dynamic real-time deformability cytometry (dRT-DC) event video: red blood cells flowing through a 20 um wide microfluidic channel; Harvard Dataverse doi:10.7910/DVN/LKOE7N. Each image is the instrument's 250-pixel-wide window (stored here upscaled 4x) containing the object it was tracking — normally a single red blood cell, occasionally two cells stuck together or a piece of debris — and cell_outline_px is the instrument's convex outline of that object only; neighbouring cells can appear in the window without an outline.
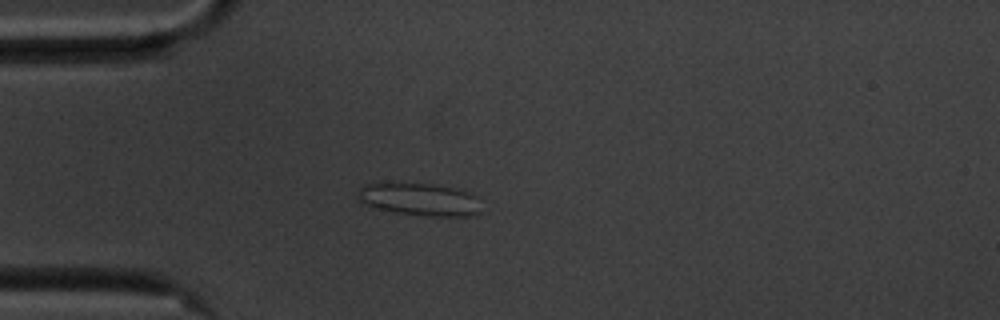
{"species": "common noctule bat (a hibernating species)", "species_latin": "Nyctalus noctula", "temperature_condition": "cold", "stored_images_in_passage": 43, "camera_frame_rate_fps": 3000, "um_per_image_px": 0.085, "animal": {"sex": "male", "body_mass_g": 20.1, "forearm_length_mm": 53.5}, "frame": {"image": 1, "passage_image": 1, "time_ms": 0.0, "image_size_px": [1000, 320], "cell_outline_px": [[480, 212], [468, 216], [428, 216], [396, 212], [372, 208], [360, 200], [356, 196], [360, 188], [364, 184], [428, 184], [452, 188], [468, 192], [476, 196]], "centroid_in_image_um": [35.64, 16.96], "position_along_channel_um": 49.4, "area_um2": 22.95}}
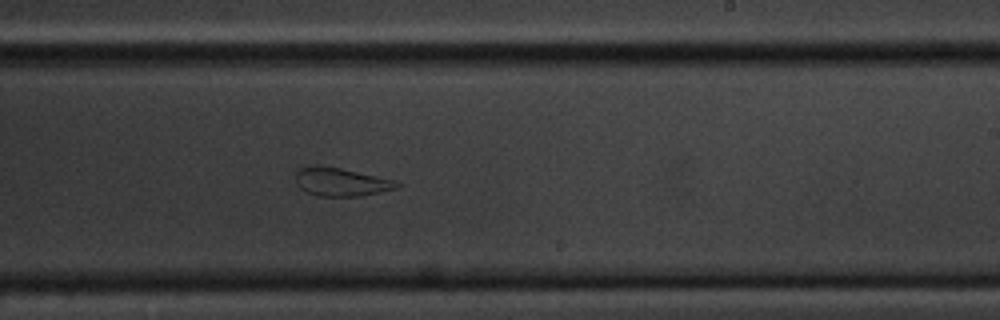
{"frame": {"image": 2, "passage_image": 20, "time_ms": 6.333, "image_size_px": [1000, 320], "cell_outline_px": [[400, 184], [396, 188], [360, 196], [320, 196], [308, 192], [300, 188], [296, 184], [296, 172], [300, 168], [312, 164], [320, 164], [340, 168], [392, 180]], "centroid_in_image_um": [28.9, 15.45], "position_along_channel_um": 260.1, "area_um2": 16.47}}
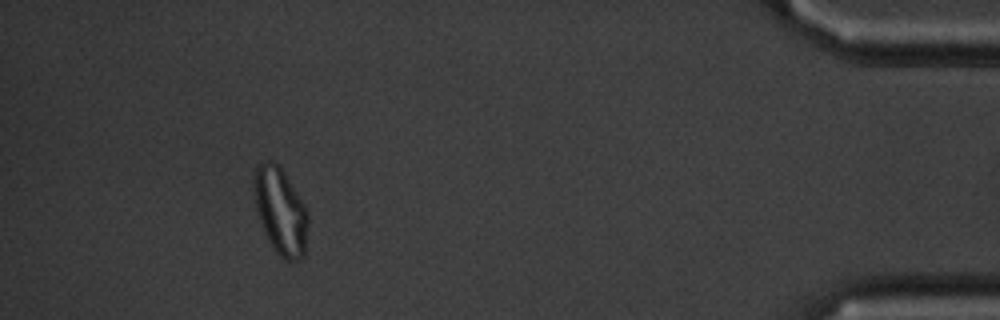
{"frame": {"image": 3, "passage_image": 38, "time_ms": 12.333, "image_size_px": [1000, 320], "cell_outline_px": [[308, 224], [304, 256], [300, 260], [284, 260], [276, 252], [268, 240], [264, 232], [256, 208], [252, 188], [252, 176], [256, 168], [260, 164], [268, 160], [272, 160], [280, 168], [304, 204], [308, 212]], "centroid_in_image_um": [23.82, 17.96], "position_along_channel_um": 411.4, "area_um2": 27.22}, "authors_computed_cell_mechanics": {"area_um2": 19.2474, "velocity_mm_per_s": 3.5107, "shape_relaxation_time_tau1_ms": null, "shape_relaxation_time_tau2_ms": 1.9596, "deformation_change_tau1": null, "deformation_change_tau2": 0.0882}}